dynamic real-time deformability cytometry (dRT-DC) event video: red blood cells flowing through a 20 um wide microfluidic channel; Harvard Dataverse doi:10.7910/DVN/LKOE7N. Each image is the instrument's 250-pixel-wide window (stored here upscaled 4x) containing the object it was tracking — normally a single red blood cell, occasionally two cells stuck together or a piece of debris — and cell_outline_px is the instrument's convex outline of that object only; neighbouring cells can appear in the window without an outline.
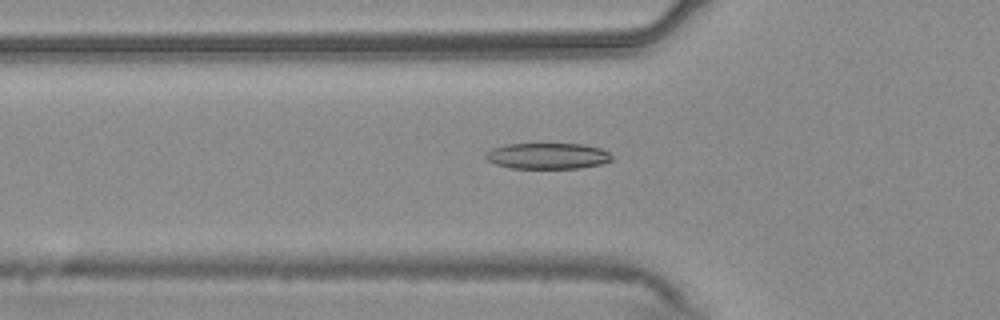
{"species": "common noctule bat (a hibernating species)", "species_latin": "Nyctalus noctula", "temperature_condition": "warm", "stored_images_in_passage": 55, "camera_frame_rate_fps": 3000, "um_per_image_px": 0.085, "animal": {"sex": "male", "body_mass_g": 20.4}, "frame": {"image": 1, "passage_image": 19, "time_ms": 6.0, "image_size_px": [1000, 320], "cell_outline_px": [[612, 160], [600, 164], [580, 168], [512, 168], [496, 164], [488, 160], [484, 156], [484, 152], [492, 148], [508, 144], [584, 144], [600, 148], [608, 152], [612, 156]], "centroid_in_image_um": [46.53, 13.25], "position_along_channel_um": 79.3, "area_um2": 19.07}}
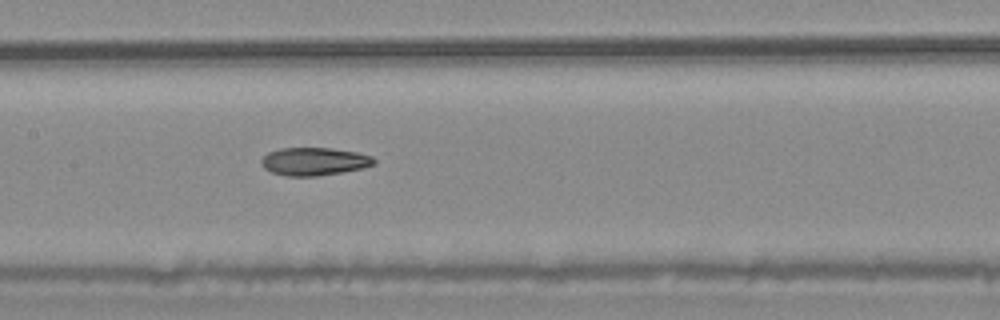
{"frame": {"image": 2, "passage_image": 27, "time_ms": 8.667, "image_size_px": [1000, 320], "cell_outline_px": [[376, 164], [364, 168], [316, 176], [284, 176], [272, 172], [264, 168], [260, 164], [260, 160], [268, 152], [280, 148], [332, 148], [356, 152], [372, 156], [376, 160]], "centroid_in_image_um": [26.7, 13.72], "position_along_channel_um": 180.7, "area_um2": 18.44}}
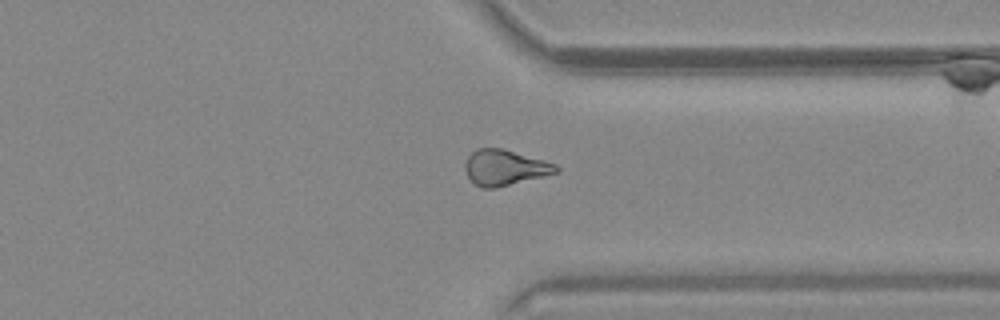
{"frame": {"image": 3, "passage_image": 42, "time_ms": 13.667, "image_size_px": [1000, 320], "cell_outline_px": [[560, 172], [496, 188], [480, 188], [468, 176], [464, 168], [464, 164], [468, 156], [476, 148], [504, 148], [544, 160], [556, 164], [560, 168]], "centroid_in_image_um": [42.92, 14.23], "position_along_channel_um": 368.5, "area_um2": 19.02}, "authors_computed_cell_mechanics": {"area_um2": 19.363, "velocity_mm_per_s": 3.7605, "shape_relaxation_time_tau1_ms": 7.8303, "shape_relaxation_time_tau2_ms": 4.8146, "deformation_change_tau1": 0.1839, "deformation_change_tau2": 0.1361}}